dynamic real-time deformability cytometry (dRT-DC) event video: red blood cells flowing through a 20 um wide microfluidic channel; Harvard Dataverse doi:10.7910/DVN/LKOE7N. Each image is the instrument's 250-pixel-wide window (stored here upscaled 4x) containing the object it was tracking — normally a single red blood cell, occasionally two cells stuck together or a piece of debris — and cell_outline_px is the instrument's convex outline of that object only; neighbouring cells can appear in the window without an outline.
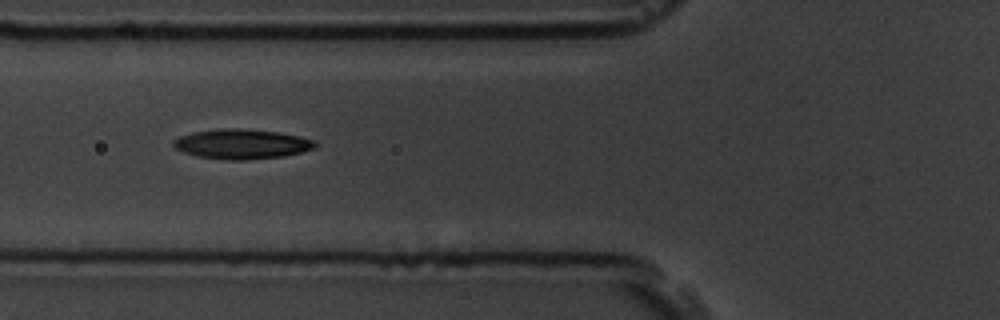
{"species": "common noctule bat (a hibernating species)", "species_latin": "Nyctalus noctula", "temperature_condition": "room temperature", "stored_images_in_passage": 4, "camera_frame_rate_fps": 3000, "um_per_image_px": 0.085, "animal": {"sex": "male", "body_mass_g": 19.5, "forearm_length_mm": 54.6}, "frame": {"image": 1, "passage_image": 2, "time_ms": 1.333, "image_size_px": [1000, 320], "cell_outline_px": [[316, 144], [312, 148], [300, 152], [284, 156], [248, 160], [224, 160], [196, 156], [184, 152], [176, 148], [172, 144], [172, 140], [180, 136], [192, 132], [220, 128], [236, 128], [276, 132], [300, 136], [312, 140]], "centroid_in_image_um": [20.48, 12.25], "position_along_channel_um": 105.3, "area_um2": 24.51}}
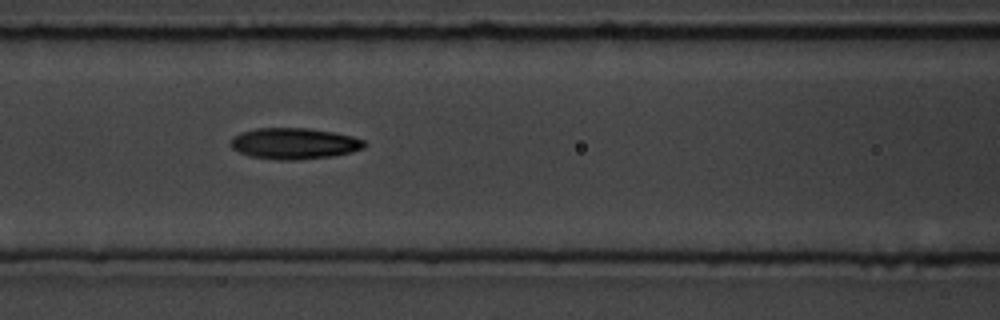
{"frame": {"image": 2, "passage_image": 3, "time_ms": 2.333, "image_size_px": [1000, 320], "cell_outline_px": [[368, 144], [364, 148], [352, 152], [332, 156], [296, 160], [280, 160], [248, 156], [232, 148], [228, 144], [232, 136], [240, 132], [256, 128], [308, 128], [332, 132], [352, 136], [364, 140]], "centroid_in_image_um": [24.98, 12.2], "position_along_channel_um": 141.6, "area_um2": 24.51}}
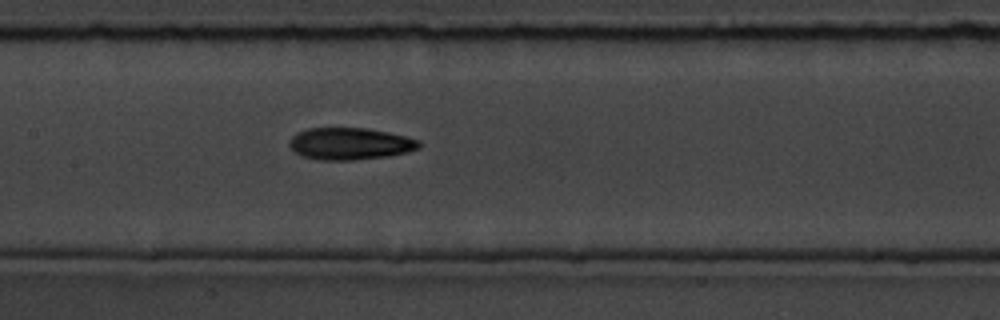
{"frame": {"image": 3, "passage_image": 4, "time_ms": 3.333, "image_size_px": [1000, 320], "cell_outline_px": [[420, 148], [408, 152], [388, 156], [352, 160], [320, 160], [300, 156], [288, 144], [292, 136], [296, 132], [308, 128], [368, 128], [388, 132], [420, 140]], "centroid_in_image_um": [29.74, 12.21], "position_along_channel_um": 177.7, "area_um2": 24.28}}